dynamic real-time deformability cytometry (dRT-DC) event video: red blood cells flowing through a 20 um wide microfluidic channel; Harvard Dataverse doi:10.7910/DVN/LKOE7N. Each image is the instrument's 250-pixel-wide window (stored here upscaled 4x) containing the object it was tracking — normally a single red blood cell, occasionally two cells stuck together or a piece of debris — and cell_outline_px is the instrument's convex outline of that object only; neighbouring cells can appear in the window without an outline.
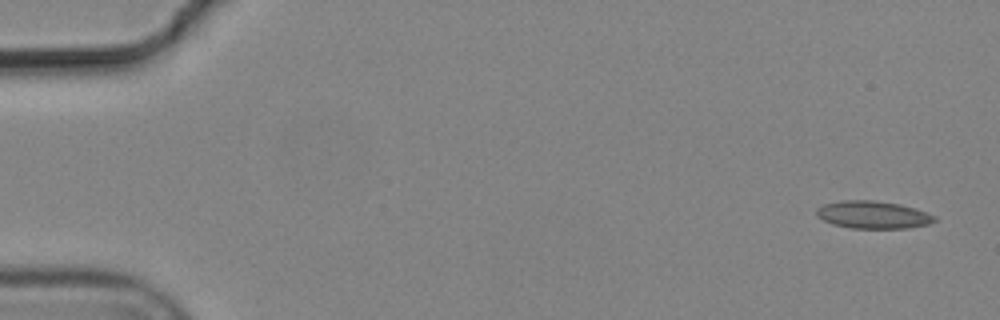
{"species": "common noctule bat (a hibernating species)", "species_latin": "Nyctalus noctula", "temperature_condition": "cold", "stored_images_in_passage": 6, "camera_frame_rate_fps": 3000, "um_per_image_px": 0.085, "animal": {"sex": "male", "body_mass_g": 19.2, "forearm_length_mm": 51.8}, "frame": {"image": 1, "passage_image": 1, "time_ms": 0.0, "image_size_px": [1000, 320], "cell_outline_px": [[936, 220], [928, 224], [908, 228], [852, 228], [832, 224], [816, 216], [816, 208], [824, 204], [840, 200], [872, 200], [900, 204], [916, 208], [936, 216]], "centroid_in_image_um": [74.19, 18.25], "position_along_channel_um": 10.8, "area_um2": 19.02}}
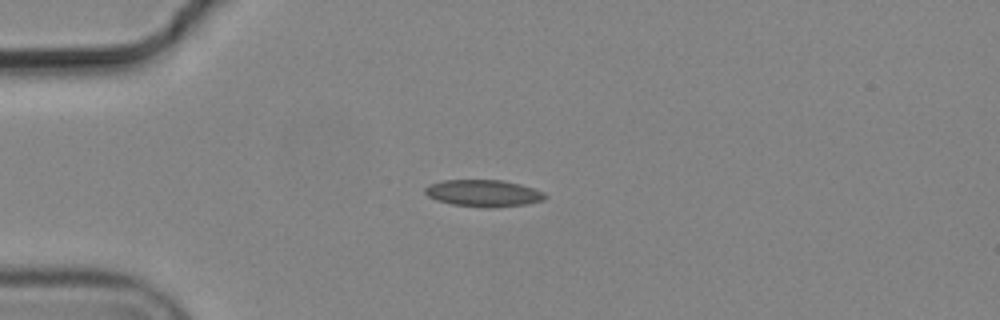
{"frame": {"image": 2, "passage_image": 4, "time_ms": 1.0, "image_size_px": [1000, 320], "cell_outline_px": [[548, 196], [544, 200], [528, 204], [496, 208], [488, 208], [452, 204], [436, 200], [428, 196], [424, 192], [424, 188], [428, 184], [444, 180], [500, 180], [520, 184], [544, 192]], "centroid_in_image_um": [41.1, 16.43], "position_along_channel_um": 43.9, "area_um2": 18.96}}
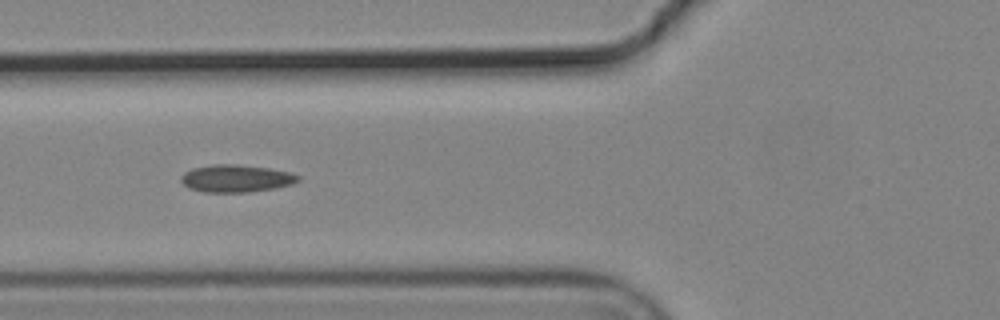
{"frame": {"image": 3, "passage_image": 6, "time_ms": 1.667, "image_size_px": [1000, 320], "cell_outline_px": [[300, 180], [292, 184], [276, 188], [248, 192], [204, 192], [188, 188], [180, 180], [180, 176], [184, 172], [192, 168], [212, 164], [236, 164], [268, 168], [292, 172], [300, 176]], "centroid_in_image_um": [20.07, 15.16], "position_along_channel_um": 105.7, "area_um2": 18.9}}